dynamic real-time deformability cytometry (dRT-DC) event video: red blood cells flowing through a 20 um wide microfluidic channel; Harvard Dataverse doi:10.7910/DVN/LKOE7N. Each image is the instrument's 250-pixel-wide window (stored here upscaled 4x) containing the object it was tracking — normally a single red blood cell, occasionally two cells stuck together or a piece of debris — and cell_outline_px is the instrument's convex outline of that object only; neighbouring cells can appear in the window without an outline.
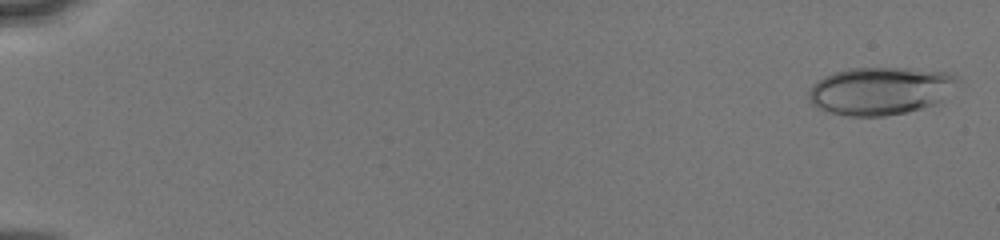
{"species": "human", "species_latin": "Homo sapiens", "temperature_condition": "cold", "stored_images_in_passage": 6, "camera_frame_rate_fps": 3000, "um_per_image_px": 0.085, "donor": {"sex": "male"}, "frame": {"image": 1, "passage_image": 1, "time_ms": 0.0, "image_size_px": [1000, 240], "cell_outline_px": [[960, 84], [936, 104], [904, 112], [884, 116], [848, 116], [824, 112], [816, 108], [808, 100], [808, 92], [812, 84], [824, 76], [848, 68], [904, 68], [948, 72], [956, 76], [960, 80]], "centroid_in_image_um": [74.81, 7.72], "position_along_channel_um": 10.2, "area_um2": 41.79}}